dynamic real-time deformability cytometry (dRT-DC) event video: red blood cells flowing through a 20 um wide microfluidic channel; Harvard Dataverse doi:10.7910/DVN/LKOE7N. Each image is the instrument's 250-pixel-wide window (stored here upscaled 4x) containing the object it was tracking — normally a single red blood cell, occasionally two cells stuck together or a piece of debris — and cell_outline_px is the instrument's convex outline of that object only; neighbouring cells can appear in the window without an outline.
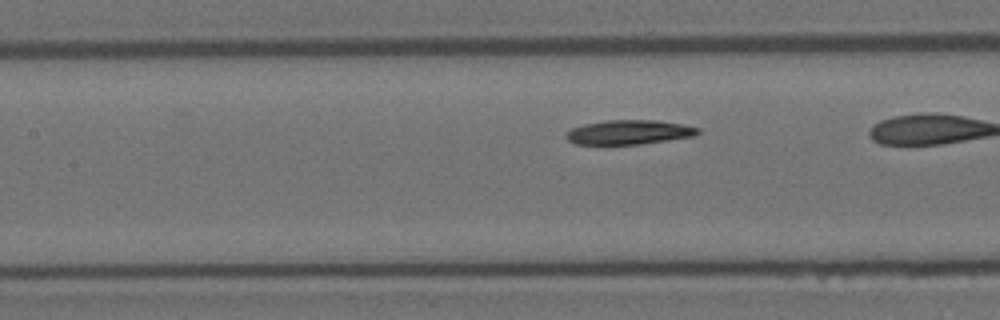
{"species": "Egyptian fruit bat (a non-hibernating species)", "species_latin": "Rousettus aegyptiacus", "temperature_condition": "room temperature", "stored_images_in_passage": 34, "camera_frame_rate_fps": 3000, "um_per_image_px": 0.085, "animal": {"sex": "female"}, "frame": {"image": 1, "passage_image": 15, "time_ms": 4.667, "image_size_px": [1000, 320], "cell_outline_px": [[700, 132], [696, 136], [640, 144], [576, 144], [568, 140], [564, 136], [564, 132], [572, 128], [584, 124], [608, 120], [656, 120], [680, 124], [700, 128]], "centroid_in_image_um": [53.45, 11.24], "position_along_channel_um": 154.0, "area_um2": 18.73}}
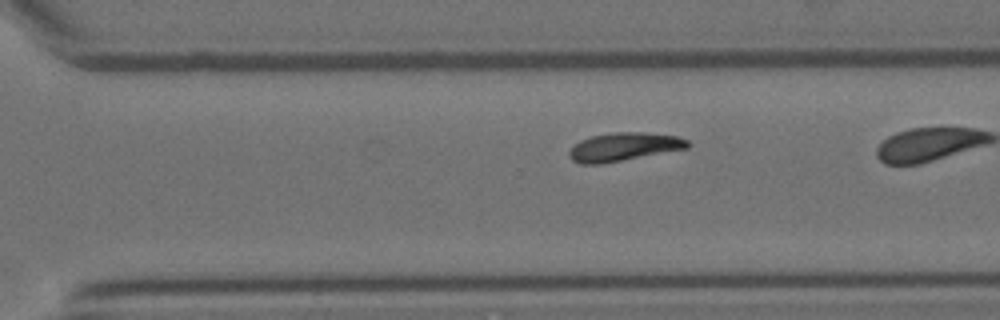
{"frame": {"image": 2, "passage_image": 29, "time_ms": 9.333, "image_size_px": [1000, 320], "cell_outline_px": [[692, 144], [688, 148], [600, 164], [580, 164], [572, 160], [568, 156], [568, 152], [580, 140], [592, 136], [612, 132], [644, 132], [676, 136], [688, 140]], "centroid_in_image_um": [53.03, 12.48], "position_along_channel_um": 317.6, "area_um2": 19.48}}